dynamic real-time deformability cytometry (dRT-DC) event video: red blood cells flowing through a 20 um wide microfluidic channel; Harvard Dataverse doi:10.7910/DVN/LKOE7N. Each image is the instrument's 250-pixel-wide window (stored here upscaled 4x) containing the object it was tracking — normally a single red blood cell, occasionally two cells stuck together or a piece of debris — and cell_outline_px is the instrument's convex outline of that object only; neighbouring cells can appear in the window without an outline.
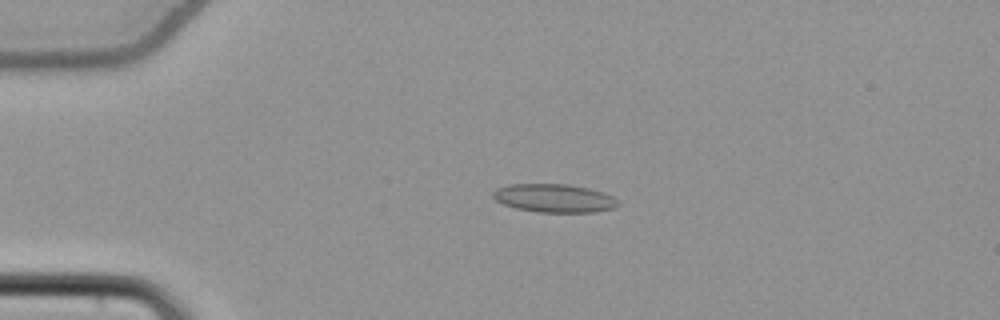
{"species": "common noctule bat (a hibernating species)", "species_latin": "Nyctalus noctula", "temperature_condition": "cold", "stored_images_in_passage": 26, "camera_frame_rate_fps": 3000, "um_per_image_px": 0.085, "animal": {"sex": "female", "body_mass_g": 22.7, "forearm_length_mm": 54.2}, "frame": {"image": 1, "passage_image": 11, "time_ms": 3.333, "image_size_px": [1000, 320], "cell_outline_px": [[620, 204], [616, 208], [592, 212], [536, 212], [516, 208], [504, 204], [496, 200], [492, 196], [492, 192], [496, 188], [508, 184], [568, 184], [588, 188], [612, 196]], "centroid_in_image_um": [47.08, 16.84], "position_along_channel_um": 37.9, "area_um2": 20.63}}
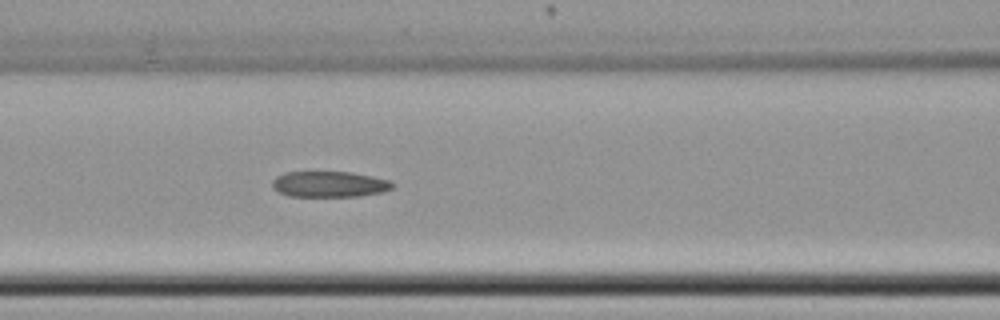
{"frame": {"image": 2, "passage_image": 22, "time_ms": 7.0, "image_size_px": [1000, 320], "cell_outline_px": [[396, 184], [392, 188], [380, 192], [360, 196], [288, 196], [272, 188], [272, 180], [276, 176], [284, 172], [352, 172], [372, 176], [388, 180]], "centroid_in_image_um": [27.97, 15.65], "position_along_channel_um": 138.6, "area_um2": 18.09}}
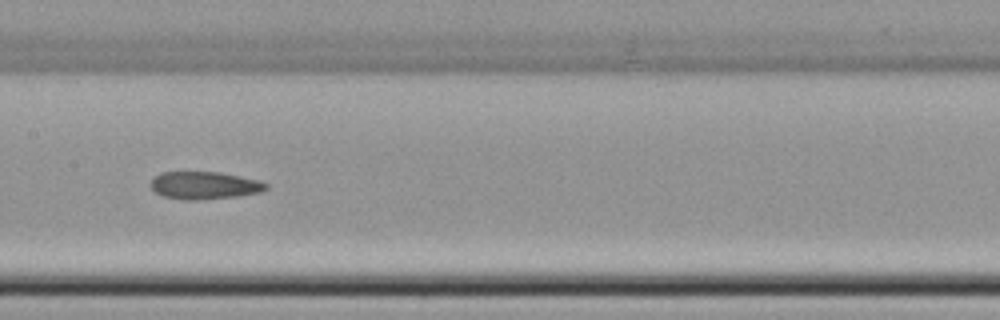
{"frame": {"image": 3, "passage_image": 26, "time_ms": 8.333, "image_size_px": [1000, 320], "cell_outline_px": [[268, 188], [260, 192], [240, 196], [196, 200], [184, 200], [164, 196], [156, 192], [148, 184], [160, 172], [220, 172], [260, 180], [268, 184]], "centroid_in_image_um": [17.4, 15.76], "position_along_channel_um": 190.0, "area_um2": 18.61}}